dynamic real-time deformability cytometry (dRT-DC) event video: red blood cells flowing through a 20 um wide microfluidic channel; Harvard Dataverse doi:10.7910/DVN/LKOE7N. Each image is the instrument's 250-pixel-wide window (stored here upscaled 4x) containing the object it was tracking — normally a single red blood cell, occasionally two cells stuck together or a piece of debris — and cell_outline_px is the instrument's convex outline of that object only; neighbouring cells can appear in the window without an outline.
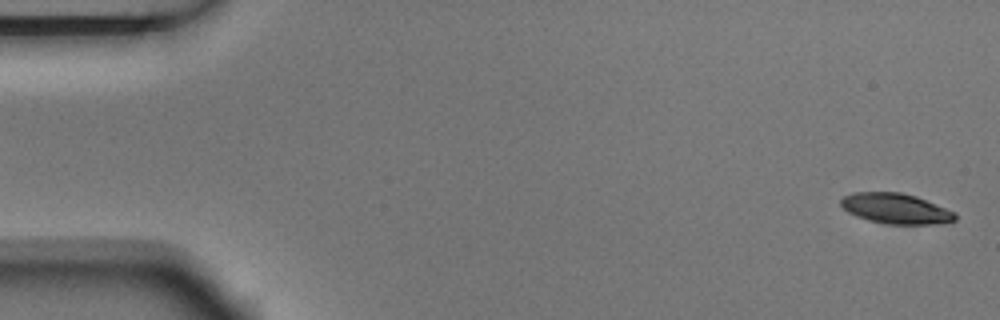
{"species": "Egyptian fruit bat (a non-hibernating species)", "species_latin": "Rousettus aegyptiacus", "temperature_condition": "room temperature", "stored_images_in_passage": 4, "camera_frame_rate_fps": 3000, "um_per_image_px": 0.085, "animal": {"sex": "male"}, "frame": {"image": 1, "passage_image": 4, "time_ms": 1.0, "image_size_px": [1000, 320], "cell_outline_px": [[956, 220], [944, 224], [888, 224], [868, 220], [856, 216], [848, 212], [840, 204], [840, 200], [844, 196], [852, 192], [900, 192], [916, 196], [956, 212]], "centroid_in_image_um": [76.16, 17.73], "position_along_channel_um": 8.8, "area_um2": 20.35}}